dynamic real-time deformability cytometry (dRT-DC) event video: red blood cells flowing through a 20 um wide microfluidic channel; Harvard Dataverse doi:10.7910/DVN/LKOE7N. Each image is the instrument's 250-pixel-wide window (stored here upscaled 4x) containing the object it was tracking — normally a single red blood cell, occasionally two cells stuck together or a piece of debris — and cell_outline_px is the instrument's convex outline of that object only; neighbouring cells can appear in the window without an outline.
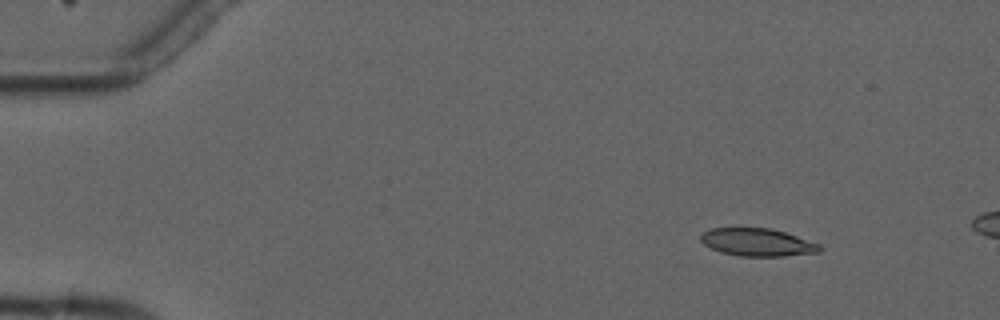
{"species": "common noctule bat (a hibernating species)", "species_latin": "Nyctalus noctula", "temperature_condition": "cold", "stored_images_in_passage": 5, "camera_frame_rate_fps": 3000, "um_per_image_px": 0.085, "animal": {"sex": "male", "forearm_length_mm": 52.5}, "frame": {"image": 1, "passage_image": 2, "time_ms": 1.0, "image_size_px": [1000, 320], "cell_outline_px": [[824, 248], [820, 252], [784, 256], [740, 256], [720, 252], [704, 244], [700, 240], [700, 236], [704, 232], [712, 228], [772, 228], [820, 244]], "centroid_in_image_um": [64.4, 20.6], "position_along_channel_um": 20.6, "area_um2": 19.19}}